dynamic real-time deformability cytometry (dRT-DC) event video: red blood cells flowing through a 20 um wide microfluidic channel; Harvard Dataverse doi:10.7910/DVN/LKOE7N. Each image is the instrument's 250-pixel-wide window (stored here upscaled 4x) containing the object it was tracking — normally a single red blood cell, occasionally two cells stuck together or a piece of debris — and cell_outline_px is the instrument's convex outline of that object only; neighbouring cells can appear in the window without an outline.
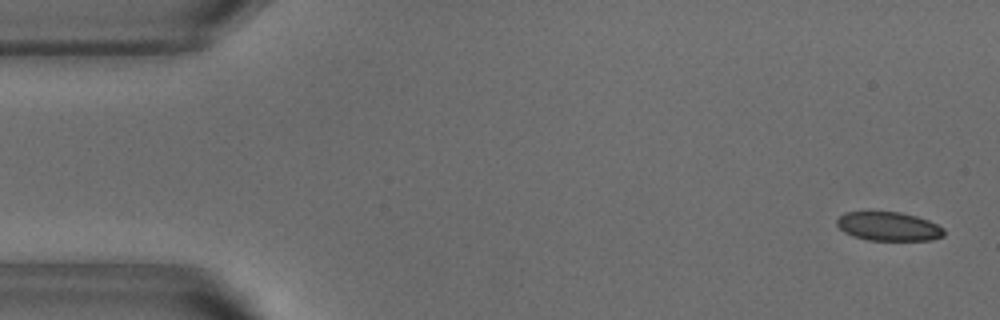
{"species": "common noctule bat (a hibernating species)", "species_latin": "Nyctalus noctula", "temperature_condition": "warm", "stored_images_in_passage": 52, "camera_frame_rate_fps": 3000, "um_per_image_px": 0.085, "animal": {"sex": "male", "body_mass_g": 18.8}, "frame": {"image": 1, "passage_image": 2, "time_ms": 0.333, "image_size_px": [1000, 320], "cell_outline_px": [[944, 236], [932, 240], [868, 240], [852, 236], [844, 232], [836, 224], [836, 220], [844, 212], [900, 212], [916, 216], [928, 220], [944, 228]], "centroid_in_image_um": [75.53, 19.25], "position_along_channel_um": 9.5, "area_um2": 18.03}}
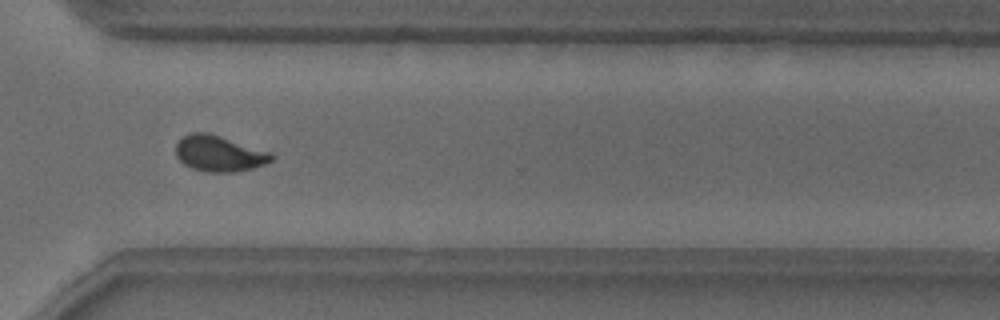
{"frame": {"image": 2, "passage_image": 38, "time_ms": 12.333, "image_size_px": [1000, 320], "cell_outline_px": [[276, 156], [272, 160], [264, 164], [252, 168], [236, 172], [204, 172], [192, 168], [184, 164], [176, 156], [176, 144], [184, 136], [192, 132], [208, 132], [272, 152]], "centroid_in_image_um": [18.65, 13.05], "position_along_channel_um": 352.0, "area_um2": 20.11}}
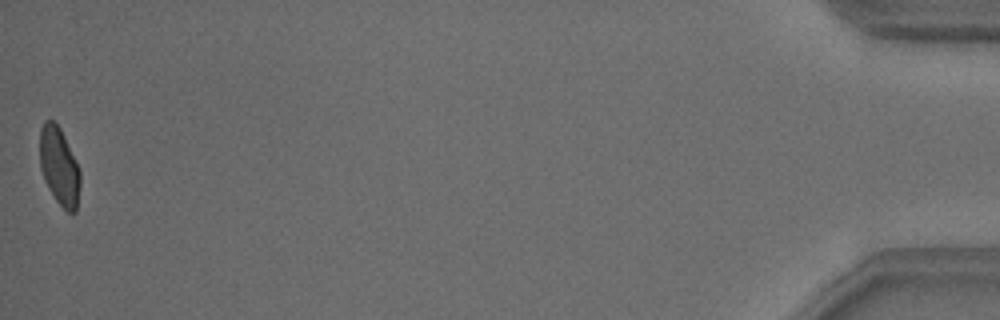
{"frame": {"image": 3, "passage_image": 52, "time_ms": 17.0, "image_size_px": [1000, 320], "cell_outline_px": [[80, 184], [76, 212], [68, 212], [56, 200], [48, 188], [44, 180], [40, 168], [40, 128], [44, 120], [52, 120], [60, 128], [64, 136], [80, 172]], "centroid_in_image_um": [5.01, 14.14], "position_along_channel_um": 430.2, "area_um2": 18.09}, "authors_computed_cell_mechanics": {"area_um2": 19.4497, "velocity_mm_per_s": 3.8273, "shape_relaxation_time_tau1_ms": 4.462, "shape_relaxation_time_tau2_ms": null, "deformation_change_tau1": 0.1245, "deformation_change_tau2": null}}